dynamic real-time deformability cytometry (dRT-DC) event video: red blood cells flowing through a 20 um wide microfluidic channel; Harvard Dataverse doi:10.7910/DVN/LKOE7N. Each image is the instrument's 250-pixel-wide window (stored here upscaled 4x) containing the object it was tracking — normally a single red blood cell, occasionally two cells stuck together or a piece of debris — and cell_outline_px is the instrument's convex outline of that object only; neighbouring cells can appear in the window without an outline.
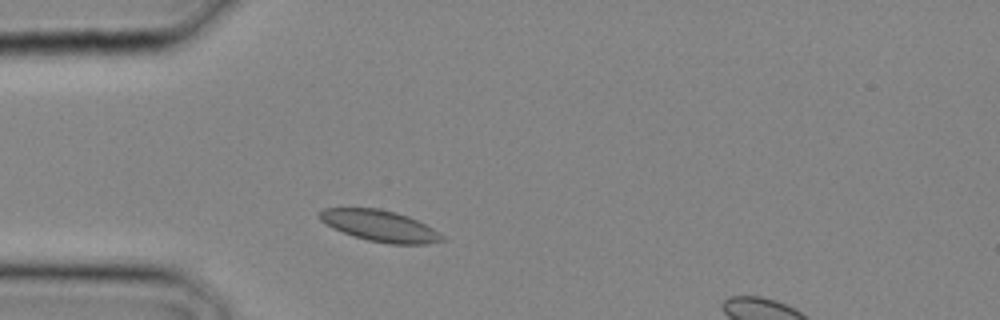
{"species": "common noctule bat (a hibernating species)", "species_latin": "Nyctalus noctula", "temperature_condition": "cold", "stored_images_in_passage": 15, "camera_frame_rate_fps": 3000, "um_per_image_px": 0.085, "animal": {"sex": "male", "body_mass_g": 20.4}, "frame": {"image": 1, "passage_image": 3, "time_ms": 0.667, "image_size_px": [1000, 320], "cell_outline_px": [[444, 240], [428, 244], [388, 244], [368, 240], [352, 236], [320, 220], [316, 216], [324, 208], [380, 208], [396, 212], [408, 216], [432, 228], [444, 236]], "centroid_in_image_um": [32.3, 19.19], "position_along_channel_um": 52.7, "area_um2": 22.14}}
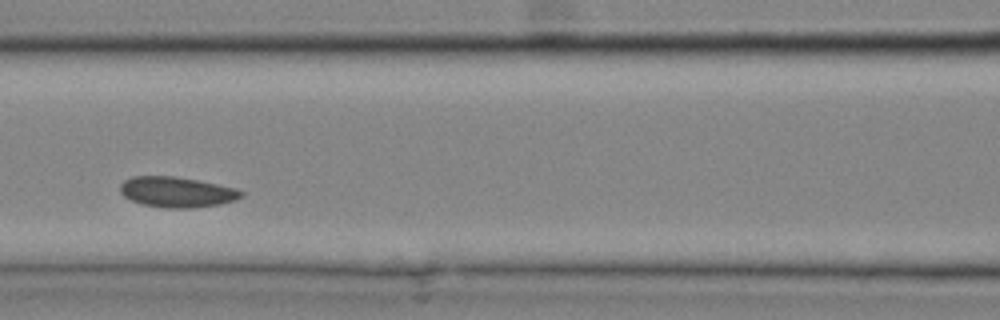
{"frame": {"image": 2, "passage_image": 8, "time_ms": 2.333, "image_size_px": [1000, 320], "cell_outline_px": [[244, 196], [236, 200], [220, 204], [192, 208], [164, 208], [144, 204], [132, 200], [124, 196], [120, 192], [120, 184], [124, 180], [132, 176], [172, 176], [196, 180], [236, 188], [244, 192]], "centroid_in_image_um": [15.04, 16.32], "position_along_channel_um": 151.6, "area_um2": 21.44}}
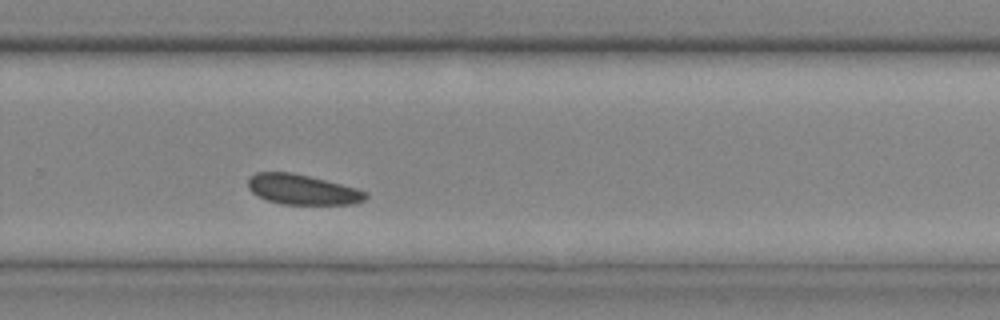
{"frame": {"image": 3, "passage_image": 15, "time_ms": 4.667, "image_size_px": [1000, 320], "cell_outline_px": [[368, 196], [364, 200], [352, 204], [280, 204], [256, 196], [248, 188], [248, 176], [256, 172], [292, 172], [356, 188], [368, 192]], "centroid_in_image_um": [25.66, 16.11], "position_along_channel_um": 304.1, "area_um2": 20.63}}